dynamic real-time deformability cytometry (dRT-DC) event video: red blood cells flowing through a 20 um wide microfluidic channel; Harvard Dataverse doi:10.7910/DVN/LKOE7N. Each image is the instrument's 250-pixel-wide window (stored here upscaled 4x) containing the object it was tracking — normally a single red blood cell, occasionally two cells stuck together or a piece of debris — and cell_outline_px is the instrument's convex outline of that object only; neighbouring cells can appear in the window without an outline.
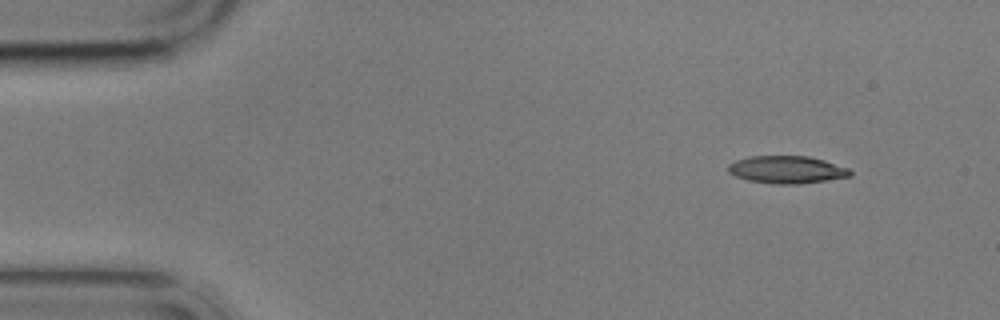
{"species": "common noctule bat (a hibernating species)", "species_latin": "Nyctalus noctula", "temperature_condition": "cold", "stored_images_in_passage": 6, "camera_frame_rate_fps": 3000, "um_per_image_px": 0.085, "animal": {"sex": "male", "body_mass_g": 17.9}, "frame": {"image": 1, "passage_image": 1, "time_ms": 0.0, "image_size_px": [1000, 320], "cell_outline_px": [[852, 176], [800, 184], [772, 184], [748, 180], [736, 176], [728, 172], [728, 164], [736, 160], [748, 156], [808, 156], [824, 160], [848, 168], [852, 172]], "centroid_in_image_um": [66.87, 14.42], "position_along_channel_um": 18.1, "area_um2": 19.59}}
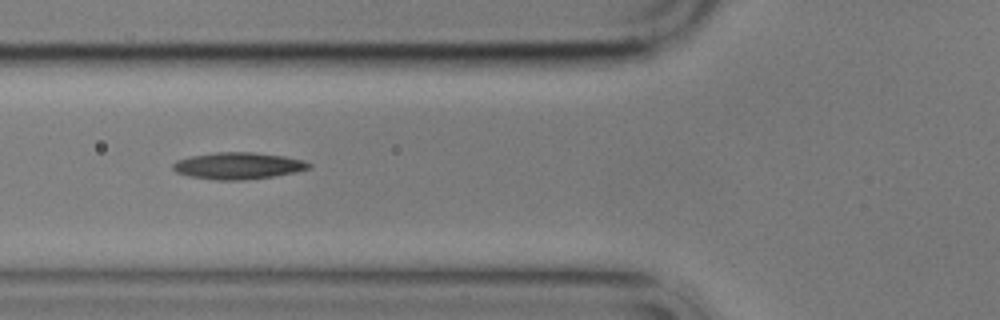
{"frame": {"image": 2, "passage_image": 5, "time_ms": 5.0, "image_size_px": [1000, 320], "cell_outline_px": [[312, 168], [296, 172], [272, 176], [240, 180], [216, 180], [188, 176], [176, 172], [172, 168], [172, 164], [176, 160], [192, 156], [216, 152], [252, 152], [284, 156], [304, 160], [312, 164]], "centroid_in_image_um": [20.25, 14.09], "position_along_channel_um": 105.6, "area_um2": 21.21}}
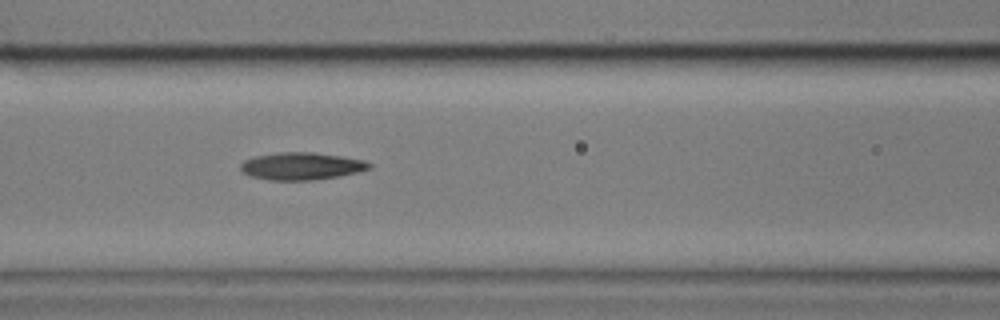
{"frame": {"image": 3, "passage_image": 6, "time_ms": 6.0, "image_size_px": [1000, 320], "cell_outline_px": [[372, 168], [356, 172], [336, 176], [312, 180], [268, 180], [252, 176], [244, 172], [240, 168], [240, 164], [244, 160], [256, 156], [280, 152], [312, 152], [340, 156], [364, 160], [372, 164]], "centroid_in_image_um": [25.62, 14.11], "position_along_channel_um": 141.0, "area_um2": 20.29}}